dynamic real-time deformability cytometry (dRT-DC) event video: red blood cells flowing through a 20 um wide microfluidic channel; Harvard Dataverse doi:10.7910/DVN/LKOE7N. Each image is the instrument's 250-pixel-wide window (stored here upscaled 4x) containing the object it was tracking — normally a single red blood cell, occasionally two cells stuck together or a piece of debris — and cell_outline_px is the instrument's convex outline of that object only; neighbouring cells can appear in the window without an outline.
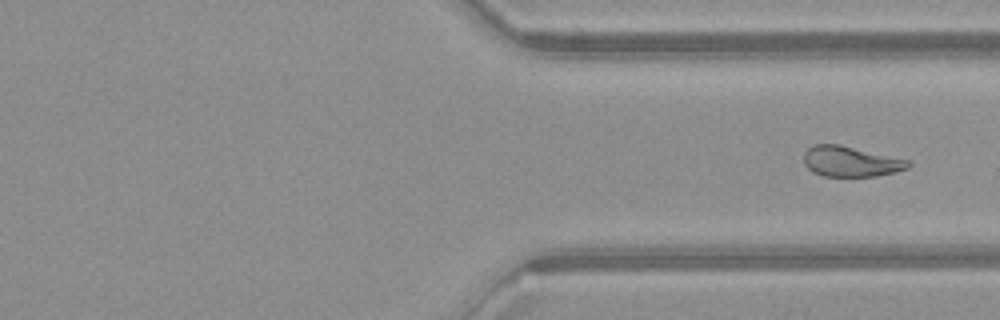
{"species": "common noctule bat (a hibernating species)", "species_latin": "Nyctalus noctula", "temperature_condition": "warm", "stored_images_in_passage": 20, "camera_frame_rate_fps": 3000, "um_per_image_px": 0.085, "animal": {"sex": "female", "body_mass_g": 21.9}, "frame": {"image": 1, "passage_image": 20, "time_ms": 6.333, "image_size_px": [1000, 320], "cell_outline_px": [[912, 164], [908, 168], [896, 172], [876, 176], [824, 176], [812, 172], [804, 164], [804, 152], [812, 144], [840, 144], [912, 160]], "centroid_in_image_um": [72.35, 13.71], "position_along_channel_um": 339.1, "area_um2": 18.84}}